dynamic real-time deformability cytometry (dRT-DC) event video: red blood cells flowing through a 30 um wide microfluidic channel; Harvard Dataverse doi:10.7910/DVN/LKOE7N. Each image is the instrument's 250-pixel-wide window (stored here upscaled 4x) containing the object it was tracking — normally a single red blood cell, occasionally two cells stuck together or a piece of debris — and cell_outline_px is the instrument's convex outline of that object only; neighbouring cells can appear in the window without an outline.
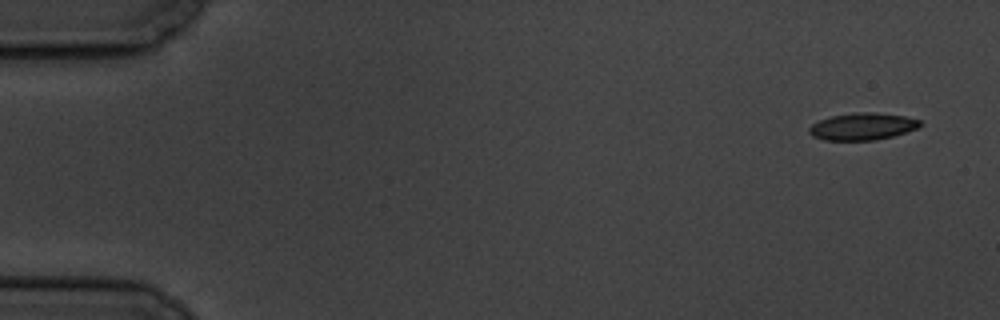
{"species": "common noctule bat (a hibernating species)", "species_latin": "Nyctalus noctula", "temperature_condition": "cold", "stored_images_in_passage": 5, "camera_frame_rate_fps": 3000, "um_per_image_px": 0.085, "animal": {"sex": "male", "body_mass_g": 19.5, "forearm_length_mm": 54.6}, "frame": {"image": 1, "passage_image": 1, "time_ms": 0.0, "image_size_px": [1000, 320], "cell_outline_px": [[924, 124], [916, 128], [892, 136], [876, 140], [824, 140], [812, 136], [808, 132], [808, 128], [812, 124], [820, 120], [832, 116], [852, 112], [876, 112], [904, 116], [920, 120]], "centroid_in_image_um": [73.29, 10.74], "position_along_channel_um": 11.7, "area_um2": 17.51}}